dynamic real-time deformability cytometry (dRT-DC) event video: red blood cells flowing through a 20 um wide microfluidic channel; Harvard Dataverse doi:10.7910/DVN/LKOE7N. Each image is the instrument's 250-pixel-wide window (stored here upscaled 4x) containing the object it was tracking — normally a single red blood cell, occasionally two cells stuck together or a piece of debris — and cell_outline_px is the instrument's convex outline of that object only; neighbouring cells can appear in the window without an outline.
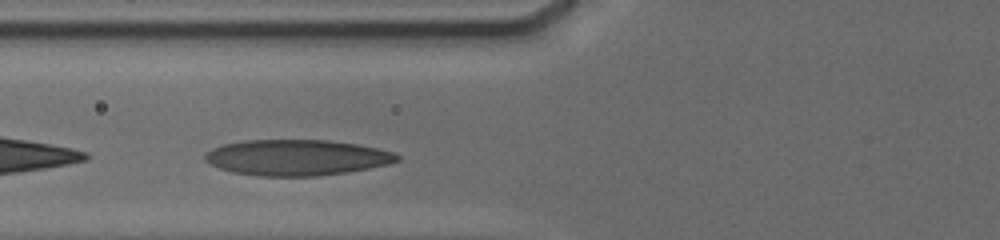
{"species": "human", "species_latin": "Homo sapiens", "temperature_condition": "cold", "stored_images_in_passage": 34, "camera_frame_rate_fps": 3000, "um_per_image_px": 0.085, "donor": {"sex": "male"}, "frame": {"image": 1, "passage_image": 4, "time_ms": 1.0, "image_size_px": [1000, 240], "cell_outline_px": [[400, 160], [388, 164], [348, 172], [316, 176], [256, 176], [232, 172], [220, 168], [204, 160], [204, 156], [212, 148], [224, 144], [244, 140], [328, 140], [356, 144], [376, 148], [392, 152], [400, 156]], "centroid_in_image_um": [25.21, 13.39], "position_along_channel_um": 100.6, "area_um2": 40.0}}
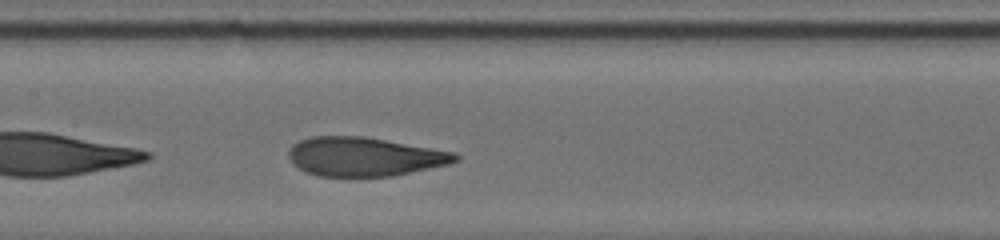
{"frame": {"image": 2, "passage_image": 12, "time_ms": 3.0, "image_size_px": [1000, 240], "cell_outline_px": [[460, 160], [448, 164], [392, 176], [320, 176], [308, 172], [292, 164], [288, 156], [288, 152], [292, 144], [300, 140], [312, 136], [364, 136], [456, 152], [460, 156]], "centroid_in_image_um": [30.98, 13.3], "position_along_channel_um": 176.4, "area_um2": 37.8}}
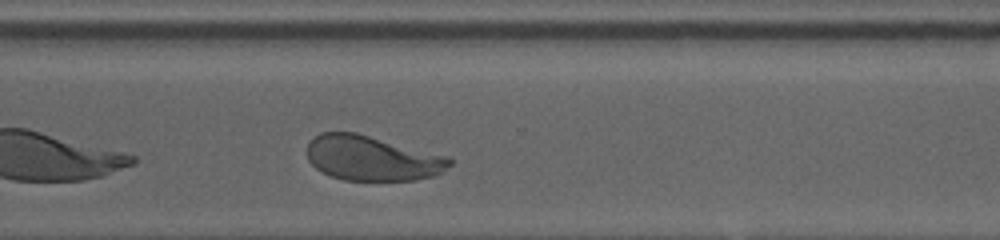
{"frame": {"image": 3, "passage_image": 28, "time_ms": 7.333, "image_size_px": [1000, 240], "cell_outline_px": [[452, 164], [436, 176], [416, 180], [344, 180], [332, 176], [316, 168], [308, 160], [308, 140], [320, 132], [356, 132], [448, 156], [452, 160]], "centroid_in_image_um": [31.63, 13.44], "position_along_channel_um": 339.0, "area_um2": 37.4}, "authors_computed_cell_mechanics": {"area_um2": 38.3792, "velocity_mm_per_s": 3.7668, "shape_relaxation_time_tau1_ms": 3.7087, "shape_relaxation_time_tau2_ms": 0.8783, "deformation_change_tau1": 0.1663, "deformation_change_tau2": 0.0752}}